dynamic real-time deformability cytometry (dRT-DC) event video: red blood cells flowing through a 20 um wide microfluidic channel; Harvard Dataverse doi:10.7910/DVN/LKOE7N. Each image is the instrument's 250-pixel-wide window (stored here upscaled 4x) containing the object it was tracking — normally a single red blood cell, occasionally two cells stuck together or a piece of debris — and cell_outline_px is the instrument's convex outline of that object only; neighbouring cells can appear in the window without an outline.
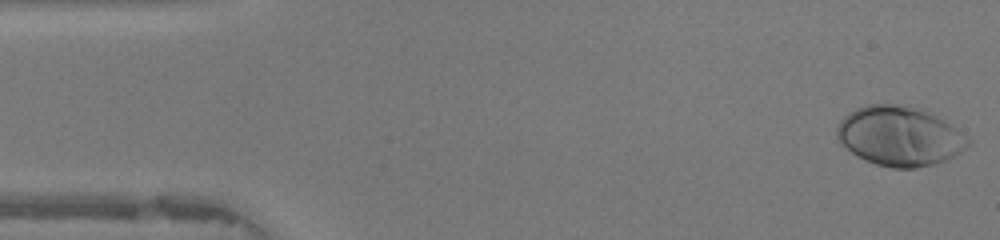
{"species": "human", "species_latin": "Homo sapiens", "temperature_condition": "warm", "stored_images_in_passage": 47, "camera_frame_rate_fps": 3000, "um_per_image_px": 0.085, "donor": {"sex": "female"}, "frame": {"image": 1, "passage_image": 1, "time_ms": 0.0, "image_size_px": [1000, 240], "cell_outline_px": [[972, 144], [968, 148], [948, 160], [916, 168], [892, 168], [876, 164], [864, 160], [852, 152], [836, 136], [836, 128], [840, 120], [848, 112], [864, 104], [908, 104], [928, 108], [972, 140]], "centroid_in_image_um": [76.52, 11.53], "position_along_channel_um": 8.5, "area_um2": 46.36}}
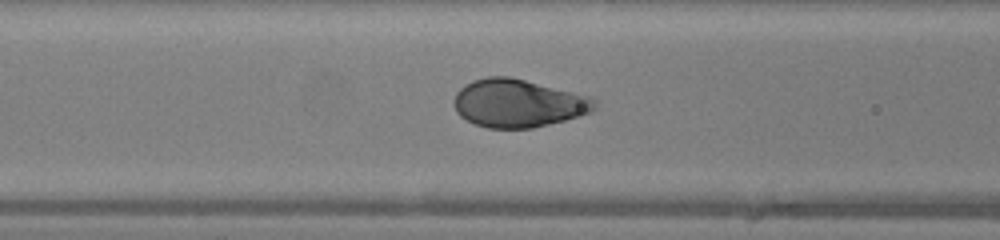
{"frame": {"image": 2, "passage_image": 18, "time_ms": 5.667, "image_size_px": [1000, 240], "cell_outline_px": [[596, 108], [592, 112], [580, 116], [532, 128], [488, 128], [476, 124], [460, 116], [456, 112], [452, 104], [456, 92], [464, 84], [472, 80], [488, 76], [508, 76], [588, 96], [596, 100]], "centroid_in_image_um": [44.0, 8.78], "position_along_channel_um": 122.6, "area_um2": 39.25}}
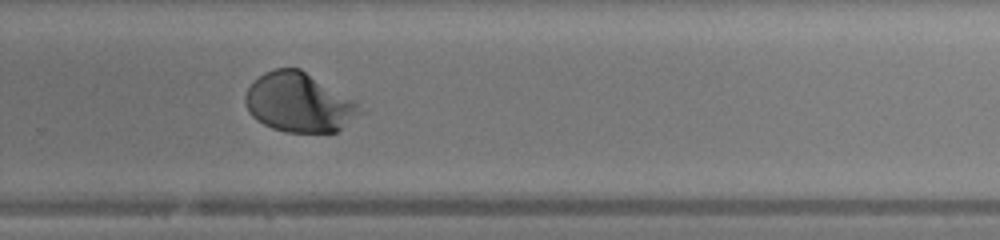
{"frame": {"image": 3, "passage_image": 31, "time_ms": 10.0, "image_size_px": [1000, 240], "cell_outline_px": [[360, 112], [336, 132], [284, 132], [272, 128], [256, 120], [248, 112], [244, 100], [244, 96], [248, 88], [264, 72], [276, 68], [300, 68], [356, 100]], "centroid_in_image_um": [25.38, 8.71], "position_along_channel_um": 304.4, "area_um2": 39.3}, "authors_computed_cell_mechanics": {"area_um2": 39.7664, "velocity_mm_per_s": 4.202, "shape_relaxation_time_tau1_ms": 2.6203, "shape_relaxation_time_tau2_ms": null, "deformation_change_tau1": 0.1869, "deformation_change_tau2": null}}